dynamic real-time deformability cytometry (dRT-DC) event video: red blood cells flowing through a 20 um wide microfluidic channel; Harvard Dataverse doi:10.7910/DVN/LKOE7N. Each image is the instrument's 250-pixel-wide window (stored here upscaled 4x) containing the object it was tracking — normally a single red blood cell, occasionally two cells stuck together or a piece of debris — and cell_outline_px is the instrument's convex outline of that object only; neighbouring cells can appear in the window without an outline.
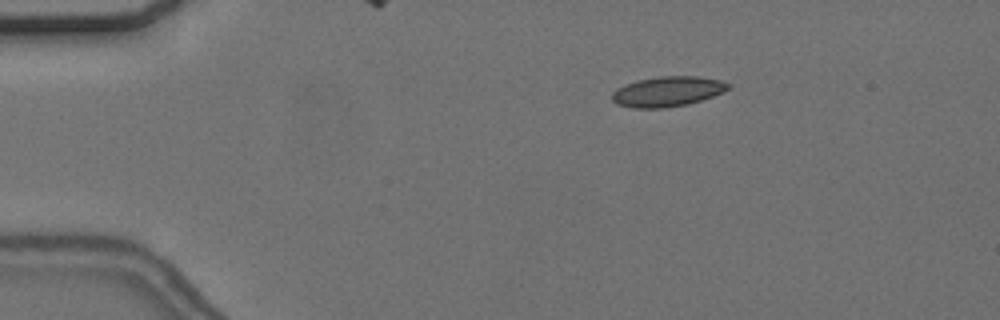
{"species": "common noctule bat (a hibernating species)", "species_latin": "Nyctalus noctula", "temperature_condition": "cold", "stored_images_in_passage": 56, "camera_frame_rate_fps": 3000, "um_per_image_px": 0.085, "animal": {"sex": "female", "body_mass_g": 24.6, "forearm_length_mm": 56.2}, "frame": {"image": 1, "passage_image": 10, "time_ms": 3.0, "image_size_px": [1000, 320], "cell_outline_px": [[732, 84], [724, 92], [688, 104], [664, 108], [632, 108], [616, 104], [612, 100], [612, 92], [616, 88], [636, 80], [660, 76], [696, 76], [720, 80]], "centroid_in_image_um": [56.71, 7.78], "position_along_channel_um": 28.3, "area_um2": 20.46}}
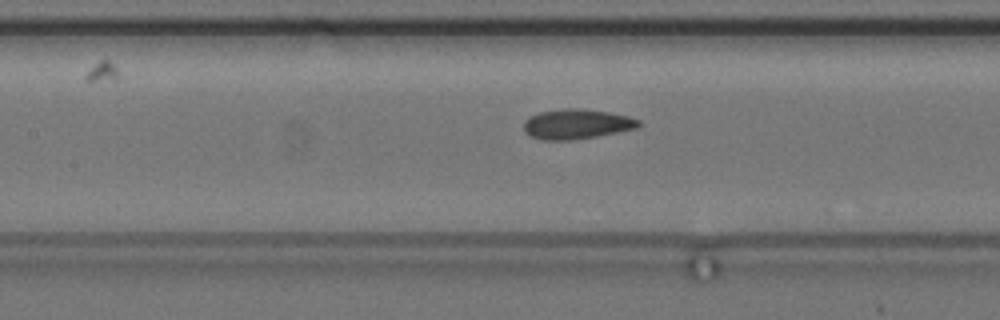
{"frame": {"image": 2, "passage_image": 26, "time_ms": 8.333, "image_size_px": [1000, 320], "cell_outline_px": [[640, 128], [596, 136], [572, 140], [544, 140], [532, 136], [524, 132], [524, 120], [528, 116], [540, 112], [560, 108], [580, 108], [608, 112], [628, 116], [640, 120]], "centroid_in_image_um": [49.01, 10.54], "position_along_channel_um": 158.4, "area_um2": 20.17}}
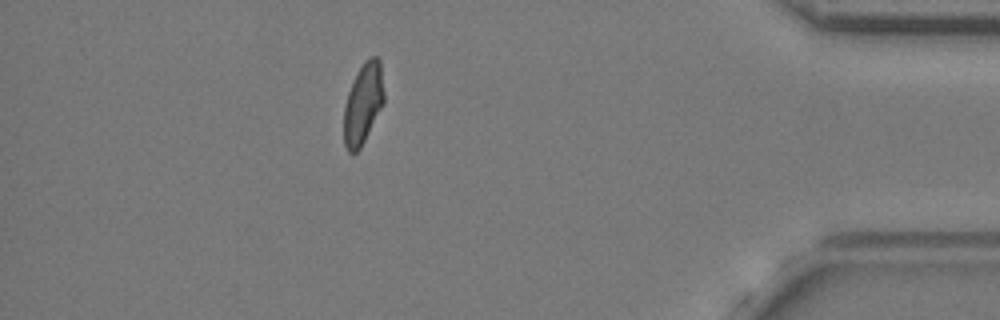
{"frame": {"image": 3, "passage_image": 50, "time_ms": 16.333, "image_size_px": [1000, 320], "cell_outline_px": [[384, 104], [360, 148], [356, 152], [348, 152], [344, 144], [344, 108], [348, 92], [364, 60], [368, 56], [376, 56], [380, 60], [384, 92]], "centroid_in_image_um": [30.88, 8.8], "position_along_channel_um": 404.3, "area_um2": 18.79}, "authors_computed_cell_mechanics": {"area_um2": 19.5653, "velocity_mm_per_s": 3.6315, "shape_relaxation_time_tau1_ms": 4.455, "shape_relaxation_time_tau2_ms": 1.5841, "deformation_change_tau1": 0.1124, "deformation_change_tau2": 0.0675}}